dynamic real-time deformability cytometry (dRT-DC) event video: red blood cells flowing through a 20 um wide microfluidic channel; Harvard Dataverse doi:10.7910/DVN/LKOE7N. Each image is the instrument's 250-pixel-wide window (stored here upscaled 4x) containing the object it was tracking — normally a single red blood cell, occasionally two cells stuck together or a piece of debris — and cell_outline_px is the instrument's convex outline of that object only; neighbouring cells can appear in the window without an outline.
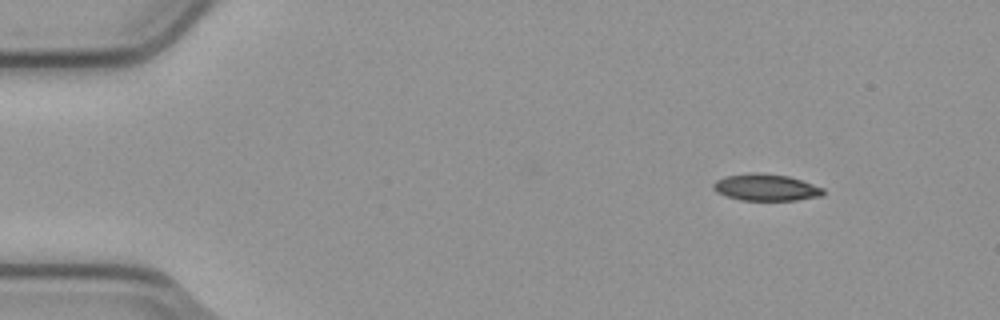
{"species": "common noctule bat (a hibernating species)", "species_latin": "Nyctalus noctula", "temperature_condition": "cold", "stored_images_in_passage": 5, "camera_frame_rate_fps": 3000, "um_per_image_px": 0.085, "animal": {"sex": "male", "body_mass_g": 23.1, "forearm_length_mm": 52.7}, "frame": {"image": 1, "passage_image": 2, "time_ms": 0.333, "image_size_px": [1000, 320], "cell_outline_px": [[824, 192], [820, 196], [796, 200], [740, 200], [716, 192], [712, 188], [712, 184], [716, 180], [724, 176], [752, 172], [760, 172], [788, 176], [824, 188]], "centroid_in_image_um": [65.06, 15.92], "position_along_channel_um": 19.9, "area_um2": 17.11}}
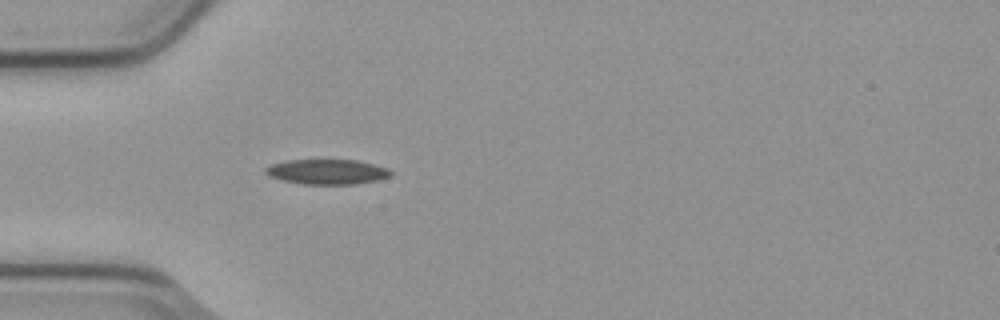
{"frame": {"image": 2, "passage_image": 5, "time_ms": 1.333, "image_size_px": [1000, 320], "cell_outline_px": [[392, 176], [376, 180], [356, 184], [304, 184], [284, 180], [268, 176], [264, 172], [264, 168], [272, 164], [288, 160], [356, 160], [388, 168], [392, 172]], "centroid_in_image_um": [27.8, 14.6], "position_along_channel_um": 57.2, "area_um2": 18.15}}